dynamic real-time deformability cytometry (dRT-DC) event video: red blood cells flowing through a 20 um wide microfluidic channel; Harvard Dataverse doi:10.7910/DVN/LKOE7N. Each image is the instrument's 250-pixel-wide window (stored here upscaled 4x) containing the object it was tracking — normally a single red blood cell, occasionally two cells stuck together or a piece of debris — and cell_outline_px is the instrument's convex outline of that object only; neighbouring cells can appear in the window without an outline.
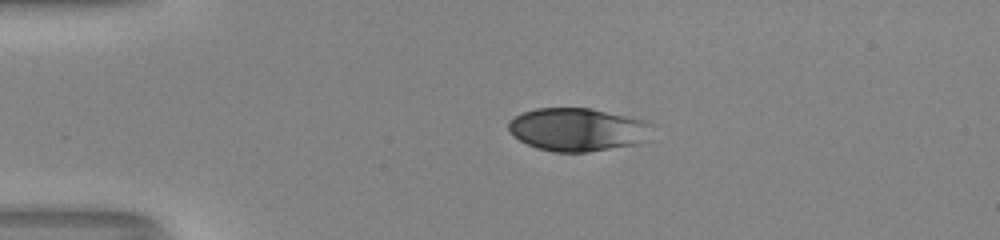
{"species": "human", "species_latin": "Homo sapiens", "temperature_condition": "room temperature", "stored_images_in_passage": 41, "camera_frame_rate_fps": 3000, "um_per_image_px": 0.085, "donor": {"sex": "male"}, "frame": {"image": 1, "passage_image": 1, "time_ms": 0.0, "image_size_px": [1000, 240], "cell_outline_px": [[656, 124], [652, 140], [644, 144], [588, 152], [552, 152], [536, 148], [520, 140], [508, 128], [508, 120], [524, 112], [536, 108], [592, 108], [652, 120]], "centroid_in_image_um": [49.31, 11.01], "position_along_channel_um": 35.7, "area_um2": 37.45}}
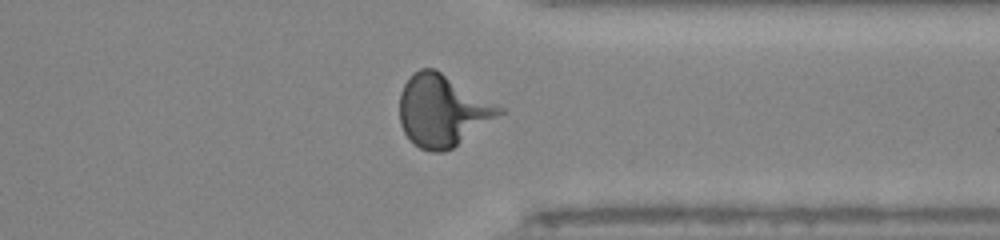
{"frame": {"image": 2, "passage_image": 30, "time_ms": 9.667, "image_size_px": [1000, 240], "cell_outline_px": [[504, 112], [452, 148], [444, 152], [432, 152], [420, 148], [404, 132], [400, 124], [400, 92], [404, 84], [420, 68], [436, 68], [504, 108]], "centroid_in_image_um": [37.6, 9.38], "position_along_channel_um": 373.8, "area_um2": 41.15}}
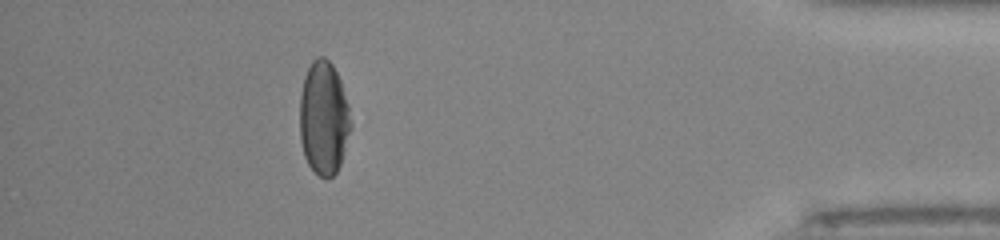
{"frame": {"image": 3, "passage_image": 36, "time_ms": 11.667, "image_size_px": [1000, 240], "cell_outline_px": [[352, 128], [340, 164], [336, 172], [332, 176], [320, 176], [308, 164], [304, 156], [300, 140], [300, 92], [304, 76], [312, 60], [316, 56], [324, 56], [332, 64], [340, 80], [348, 104], [352, 124]], "centroid_in_image_um": [27.51, 10.0], "position_along_channel_um": 407.7, "area_um2": 33.93}}